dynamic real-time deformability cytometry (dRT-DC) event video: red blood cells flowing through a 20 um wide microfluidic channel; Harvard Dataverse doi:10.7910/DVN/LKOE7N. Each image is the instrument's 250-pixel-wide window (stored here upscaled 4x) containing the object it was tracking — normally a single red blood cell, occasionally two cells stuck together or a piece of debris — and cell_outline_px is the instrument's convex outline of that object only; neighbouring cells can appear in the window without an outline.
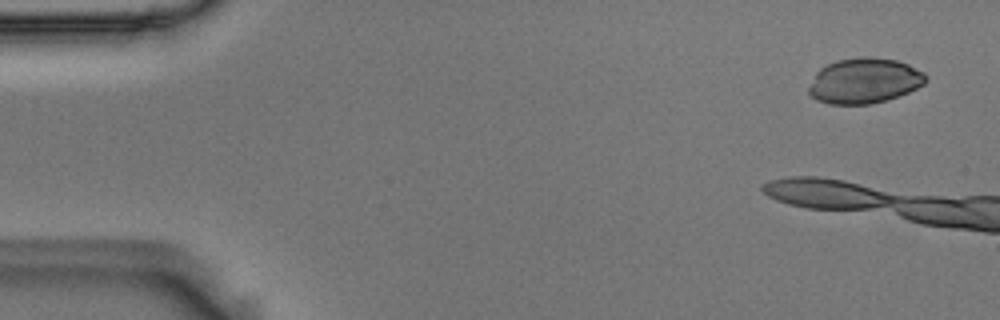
{"species": "Egyptian fruit bat (a non-hibernating species)", "species_latin": "Rousettus aegyptiacus", "temperature_condition": "room temperature", "stored_images_in_passage": 3, "camera_frame_rate_fps": 3000, "um_per_image_px": 0.085, "animal": {"sex": "male"}, "frame": {"image": 1, "passage_image": 1, "time_ms": 0.0, "image_size_px": [1000, 320], "cell_outline_px": [[928, 80], [924, 84], [900, 96], [888, 100], [872, 104], [828, 104], [816, 100], [808, 92], [808, 88], [816, 72], [820, 68], [836, 60], [864, 56], [868, 56], [896, 60], [908, 64], [924, 72], [928, 76]], "centroid_in_image_um": [73.49, 6.87], "position_along_channel_um": 11.5, "area_um2": 31.21}}